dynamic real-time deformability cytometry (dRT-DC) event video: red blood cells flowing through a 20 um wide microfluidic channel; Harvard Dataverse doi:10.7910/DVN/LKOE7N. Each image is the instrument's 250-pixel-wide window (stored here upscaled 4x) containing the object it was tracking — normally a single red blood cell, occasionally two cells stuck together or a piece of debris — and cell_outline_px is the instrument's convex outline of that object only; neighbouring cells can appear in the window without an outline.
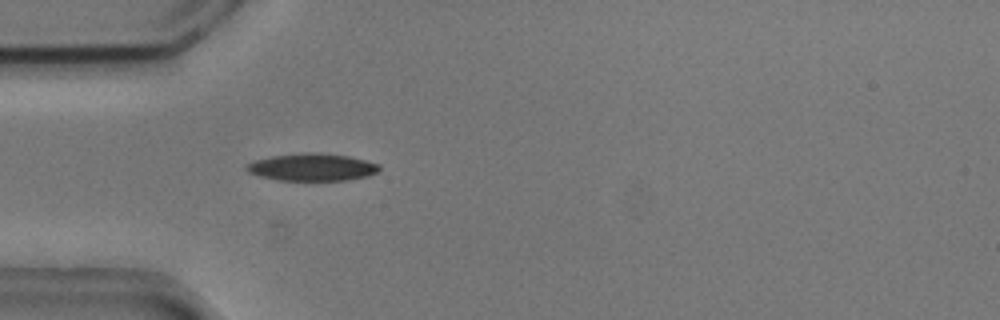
{"species": "common noctule bat (a hibernating species)", "species_latin": "Nyctalus noctula", "temperature_condition": "cold", "stored_images_in_passage": 26, "camera_frame_rate_fps": 3000, "um_per_image_px": 0.085, "animal": {"sex": "male", "body_mass_g": 20.5, "forearm_length_mm": 52.5}, "frame": {"image": 1, "passage_image": 2, "time_ms": 0.333, "image_size_px": [1000, 320], "cell_outline_px": [[380, 168], [376, 172], [368, 176], [348, 180], [280, 180], [260, 176], [248, 172], [244, 168], [244, 164], [256, 160], [272, 156], [304, 152], [320, 152], [348, 156], [380, 164]], "centroid_in_image_um": [26.51, 14.2], "position_along_channel_um": 58.5, "area_um2": 21.21}}
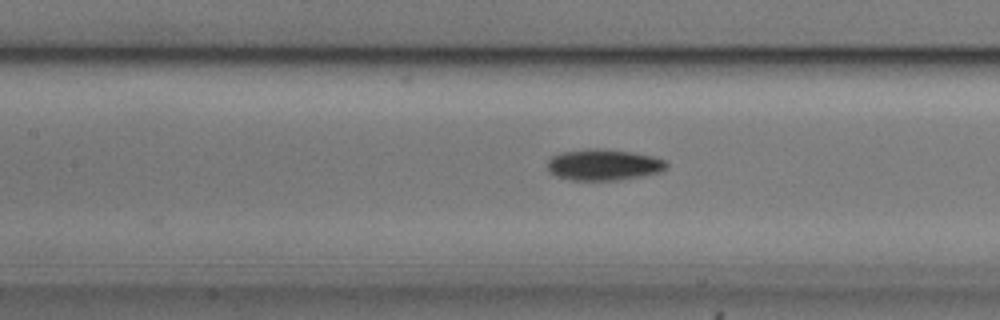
{"frame": {"image": 2, "passage_image": 10, "time_ms": 3.0, "image_size_px": [1000, 320], "cell_outline_px": [[668, 168], [660, 172], [620, 180], [572, 180], [556, 176], [548, 172], [548, 160], [552, 156], [560, 152], [588, 148], [600, 148], [632, 152], [652, 156], [664, 160], [668, 164]], "centroid_in_image_um": [51.29, 14.0], "position_along_channel_um": 156.1, "area_um2": 21.79}}
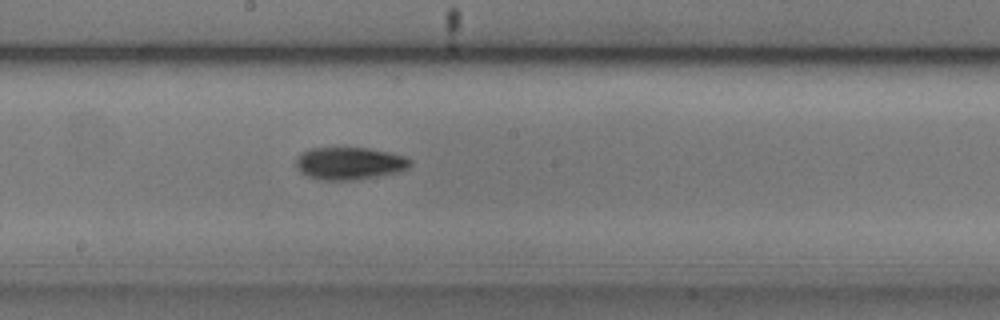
{"frame": {"image": 3, "passage_image": 15, "time_ms": 4.667, "image_size_px": [1000, 320], "cell_outline_px": [[412, 164], [408, 168], [400, 172], [356, 180], [320, 180], [308, 176], [300, 172], [296, 164], [296, 160], [308, 148], [368, 148], [388, 152], [404, 156], [412, 160]], "centroid_in_image_um": [29.74, 13.89], "position_along_channel_um": 218.5, "area_um2": 21.62}}